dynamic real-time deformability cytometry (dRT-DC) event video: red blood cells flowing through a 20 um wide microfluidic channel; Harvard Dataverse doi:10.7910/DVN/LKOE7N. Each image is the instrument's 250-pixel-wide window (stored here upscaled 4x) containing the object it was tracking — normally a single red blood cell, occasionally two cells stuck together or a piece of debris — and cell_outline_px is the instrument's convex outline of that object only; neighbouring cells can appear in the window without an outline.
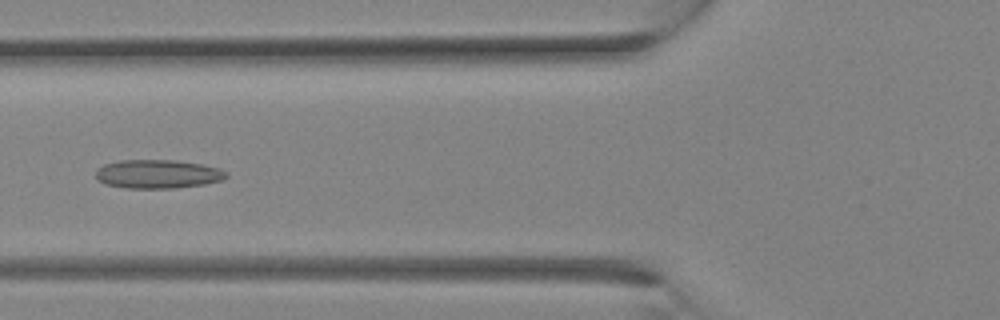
{"species": "Egyptian fruit bat (a non-hibernating species)", "species_latin": "Rousettus aegyptiacus", "temperature_condition": "room temperature", "stored_images_in_passage": 13, "camera_frame_rate_fps": 3000, "um_per_image_px": 0.085, "animal": {"sex": "female"}, "frame": {"image": 1, "passage_image": 10, "time_ms": 3.0, "image_size_px": [1000, 320], "cell_outline_px": [[228, 176], [224, 180], [204, 184], [176, 188], [128, 188], [104, 184], [96, 180], [96, 172], [104, 164], [120, 160], [176, 160], [200, 164], [220, 168], [228, 172]], "centroid_in_image_um": [13.43, 14.79], "position_along_channel_um": 112.4, "area_um2": 21.96}}
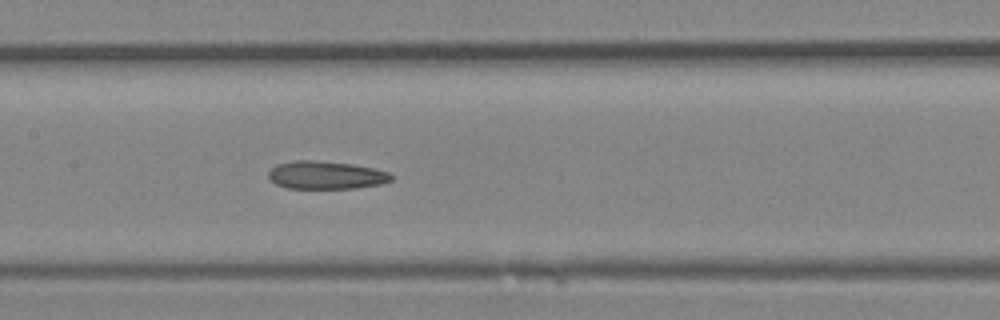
{"frame": {"image": 2, "passage_image": 13, "time_ms": 4.0, "image_size_px": [1000, 320], "cell_outline_px": [[392, 180], [380, 184], [356, 188], [288, 188], [276, 184], [268, 176], [268, 172], [276, 164], [296, 160], [312, 160], [352, 164], [372, 168], [388, 172], [392, 176]], "centroid_in_image_um": [27.69, 14.88], "position_along_channel_um": 179.7, "area_um2": 19.83}}